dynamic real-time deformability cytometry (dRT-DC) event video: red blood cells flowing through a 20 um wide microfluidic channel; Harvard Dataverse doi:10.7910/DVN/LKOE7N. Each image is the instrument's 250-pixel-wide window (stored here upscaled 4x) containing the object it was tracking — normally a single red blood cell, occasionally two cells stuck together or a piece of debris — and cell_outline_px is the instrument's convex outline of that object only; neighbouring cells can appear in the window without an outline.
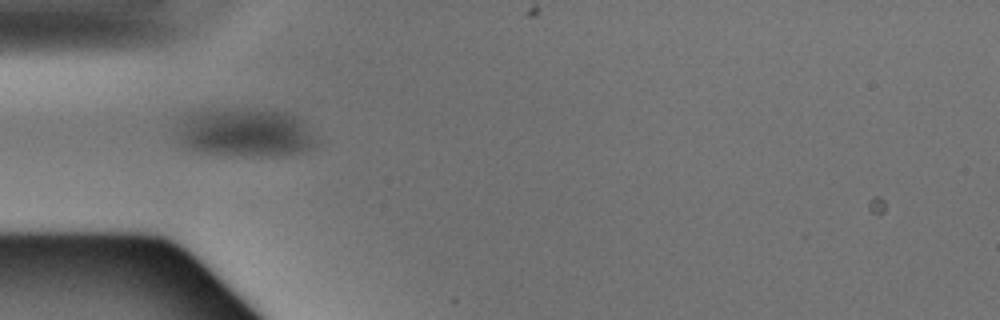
{"species": "Egyptian fruit bat (a non-hibernating species)", "species_latin": "Rousettus aegyptiacus", "temperature_condition": "warm", "stored_images_in_passage": 3, "camera_frame_rate_fps": 3000, "um_per_image_px": 0.085, "animal": {"sex": "male"}, "frame": {"image": 1, "passage_image": 3, "time_ms": 0.667, "image_size_px": [1000, 320], "cell_outline_px": [[316, 144], [304, 152], [280, 156], [228, 156], [200, 152], [188, 148], [180, 144], [180, 124], [188, 112], [204, 108], [240, 108], [284, 112], [296, 116], [300, 120], [312, 136]], "centroid_in_image_um": [20.78, 11.27], "position_along_channel_um": 64.2, "area_um2": 39.71}}